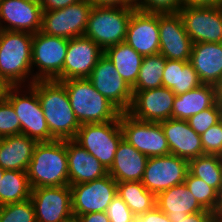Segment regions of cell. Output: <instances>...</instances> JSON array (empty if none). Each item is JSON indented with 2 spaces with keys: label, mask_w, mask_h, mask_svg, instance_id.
<instances>
[{
  "label": "cell",
  "mask_w": 222,
  "mask_h": 222,
  "mask_svg": "<svg viewBox=\"0 0 222 222\" xmlns=\"http://www.w3.org/2000/svg\"><path fill=\"white\" fill-rule=\"evenodd\" d=\"M32 86L37 91L51 136L55 140L75 139L80 123L65 86L56 80H36Z\"/></svg>",
  "instance_id": "1"
},
{
  "label": "cell",
  "mask_w": 222,
  "mask_h": 222,
  "mask_svg": "<svg viewBox=\"0 0 222 222\" xmlns=\"http://www.w3.org/2000/svg\"><path fill=\"white\" fill-rule=\"evenodd\" d=\"M33 34L0 30V74L10 86L32 85Z\"/></svg>",
  "instance_id": "2"
},
{
  "label": "cell",
  "mask_w": 222,
  "mask_h": 222,
  "mask_svg": "<svg viewBox=\"0 0 222 222\" xmlns=\"http://www.w3.org/2000/svg\"><path fill=\"white\" fill-rule=\"evenodd\" d=\"M26 172L31 189L69 185L66 140L38 142Z\"/></svg>",
  "instance_id": "3"
},
{
  "label": "cell",
  "mask_w": 222,
  "mask_h": 222,
  "mask_svg": "<svg viewBox=\"0 0 222 222\" xmlns=\"http://www.w3.org/2000/svg\"><path fill=\"white\" fill-rule=\"evenodd\" d=\"M66 88L75 117L81 124L115 121L122 113L100 94L88 78L60 81Z\"/></svg>",
  "instance_id": "4"
},
{
  "label": "cell",
  "mask_w": 222,
  "mask_h": 222,
  "mask_svg": "<svg viewBox=\"0 0 222 222\" xmlns=\"http://www.w3.org/2000/svg\"><path fill=\"white\" fill-rule=\"evenodd\" d=\"M135 8L93 6L84 36L104 51L125 42L127 26Z\"/></svg>",
  "instance_id": "5"
},
{
  "label": "cell",
  "mask_w": 222,
  "mask_h": 222,
  "mask_svg": "<svg viewBox=\"0 0 222 222\" xmlns=\"http://www.w3.org/2000/svg\"><path fill=\"white\" fill-rule=\"evenodd\" d=\"M6 99L12 104L20 120L21 134L38 142L55 140L49 132L37 91L32 85L11 86Z\"/></svg>",
  "instance_id": "6"
},
{
  "label": "cell",
  "mask_w": 222,
  "mask_h": 222,
  "mask_svg": "<svg viewBox=\"0 0 222 222\" xmlns=\"http://www.w3.org/2000/svg\"><path fill=\"white\" fill-rule=\"evenodd\" d=\"M122 139L118 118L104 123L81 124L74 140L109 169Z\"/></svg>",
  "instance_id": "7"
},
{
  "label": "cell",
  "mask_w": 222,
  "mask_h": 222,
  "mask_svg": "<svg viewBox=\"0 0 222 222\" xmlns=\"http://www.w3.org/2000/svg\"><path fill=\"white\" fill-rule=\"evenodd\" d=\"M69 39L46 35L41 31L33 34L32 71L35 80L62 81V70ZM37 69L34 73V69Z\"/></svg>",
  "instance_id": "8"
},
{
  "label": "cell",
  "mask_w": 222,
  "mask_h": 222,
  "mask_svg": "<svg viewBox=\"0 0 222 222\" xmlns=\"http://www.w3.org/2000/svg\"><path fill=\"white\" fill-rule=\"evenodd\" d=\"M119 121L123 138L148 158L170 154L160 123L140 121L127 112L120 114Z\"/></svg>",
  "instance_id": "9"
},
{
  "label": "cell",
  "mask_w": 222,
  "mask_h": 222,
  "mask_svg": "<svg viewBox=\"0 0 222 222\" xmlns=\"http://www.w3.org/2000/svg\"><path fill=\"white\" fill-rule=\"evenodd\" d=\"M92 7L83 0L62 9L43 11L41 32L66 39L84 36Z\"/></svg>",
  "instance_id": "10"
},
{
  "label": "cell",
  "mask_w": 222,
  "mask_h": 222,
  "mask_svg": "<svg viewBox=\"0 0 222 222\" xmlns=\"http://www.w3.org/2000/svg\"><path fill=\"white\" fill-rule=\"evenodd\" d=\"M36 222H74L70 185L31 189Z\"/></svg>",
  "instance_id": "11"
},
{
  "label": "cell",
  "mask_w": 222,
  "mask_h": 222,
  "mask_svg": "<svg viewBox=\"0 0 222 222\" xmlns=\"http://www.w3.org/2000/svg\"><path fill=\"white\" fill-rule=\"evenodd\" d=\"M88 79L94 88L122 113L128 112L133 101V90L118 74L112 61L103 54Z\"/></svg>",
  "instance_id": "12"
},
{
  "label": "cell",
  "mask_w": 222,
  "mask_h": 222,
  "mask_svg": "<svg viewBox=\"0 0 222 222\" xmlns=\"http://www.w3.org/2000/svg\"><path fill=\"white\" fill-rule=\"evenodd\" d=\"M188 173V160L169 154L148 158L142 184L155 196L181 183Z\"/></svg>",
  "instance_id": "13"
},
{
  "label": "cell",
  "mask_w": 222,
  "mask_h": 222,
  "mask_svg": "<svg viewBox=\"0 0 222 222\" xmlns=\"http://www.w3.org/2000/svg\"><path fill=\"white\" fill-rule=\"evenodd\" d=\"M73 215L106 212L117 195V182L108 174L103 178L70 185Z\"/></svg>",
  "instance_id": "14"
},
{
  "label": "cell",
  "mask_w": 222,
  "mask_h": 222,
  "mask_svg": "<svg viewBox=\"0 0 222 222\" xmlns=\"http://www.w3.org/2000/svg\"><path fill=\"white\" fill-rule=\"evenodd\" d=\"M179 14L192 43H222V6H183Z\"/></svg>",
  "instance_id": "15"
},
{
  "label": "cell",
  "mask_w": 222,
  "mask_h": 222,
  "mask_svg": "<svg viewBox=\"0 0 222 222\" xmlns=\"http://www.w3.org/2000/svg\"><path fill=\"white\" fill-rule=\"evenodd\" d=\"M175 93L167 87L133 91V101L127 112L144 122H161L172 118Z\"/></svg>",
  "instance_id": "16"
},
{
  "label": "cell",
  "mask_w": 222,
  "mask_h": 222,
  "mask_svg": "<svg viewBox=\"0 0 222 222\" xmlns=\"http://www.w3.org/2000/svg\"><path fill=\"white\" fill-rule=\"evenodd\" d=\"M159 33V54L168 60L189 62L193 43L179 12L159 13Z\"/></svg>",
  "instance_id": "17"
},
{
  "label": "cell",
  "mask_w": 222,
  "mask_h": 222,
  "mask_svg": "<svg viewBox=\"0 0 222 222\" xmlns=\"http://www.w3.org/2000/svg\"><path fill=\"white\" fill-rule=\"evenodd\" d=\"M42 7L31 0H0V30L35 34L42 28Z\"/></svg>",
  "instance_id": "18"
},
{
  "label": "cell",
  "mask_w": 222,
  "mask_h": 222,
  "mask_svg": "<svg viewBox=\"0 0 222 222\" xmlns=\"http://www.w3.org/2000/svg\"><path fill=\"white\" fill-rule=\"evenodd\" d=\"M104 50L86 36L69 39L62 70V81L88 78Z\"/></svg>",
  "instance_id": "19"
},
{
  "label": "cell",
  "mask_w": 222,
  "mask_h": 222,
  "mask_svg": "<svg viewBox=\"0 0 222 222\" xmlns=\"http://www.w3.org/2000/svg\"><path fill=\"white\" fill-rule=\"evenodd\" d=\"M125 42L143 57L159 54V13L135 10L127 26Z\"/></svg>",
  "instance_id": "20"
},
{
  "label": "cell",
  "mask_w": 222,
  "mask_h": 222,
  "mask_svg": "<svg viewBox=\"0 0 222 222\" xmlns=\"http://www.w3.org/2000/svg\"><path fill=\"white\" fill-rule=\"evenodd\" d=\"M159 123L167 139L170 154L188 161L204 155L201 137L189 126L187 120L170 118Z\"/></svg>",
  "instance_id": "21"
},
{
  "label": "cell",
  "mask_w": 222,
  "mask_h": 222,
  "mask_svg": "<svg viewBox=\"0 0 222 222\" xmlns=\"http://www.w3.org/2000/svg\"><path fill=\"white\" fill-rule=\"evenodd\" d=\"M69 185L97 180L108 175V169L74 139L66 140Z\"/></svg>",
  "instance_id": "22"
},
{
  "label": "cell",
  "mask_w": 222,
  "mask_h": 222,
  "mask_svg": "<svg viewBox=\"0 0 222 222\" xmlns=\"http://www.w3.org/2000/svg\"><path fill=\"white\" fill-rule=\"evenodd\" d=\"M189 63L202 84L216 86L222 79V43H193Z\"/></svg>",
  "instance_id": "23"
},
{
  "label": "cell",
  "mask_w": 222,
  "mask_h": 222,
  "mask_svg": "<svg viewBox=\"0 0 222 222\" xmlns=\"http://www.w3.org/2000/svg\"><path fill=\"white\" fill-rule=\"evenodd\" d=\"M148 157L124 138L120 141L108 174L116 182L142 181Z\"/></svg>",
  "instance_id": "24"
},
{
  "label": "cell",
  "mask_w": 222,
  "mask_h": 222,
  "mask_svg": "<svg viewBox=\"0 0 222 222\" xmlns=\"http://www.w3.org/2000/svg\"><path fill=\"white\" fill-rule=\"evenodd\" d=\"M38 141L26 135L3 137L0 142V166L4 170L27 171Z\"/></svg>",
  "instance_id": "25"
},
{
  "label": "cell",
  "mask_w": 222,
  "mask_h": 222,
  "mask_svg": "<svg viewBox=\"0 0 222 222\" xmlns=\"http://www.w3.org/2000/svg\"><path fill=\"white\" fill-rule=\"evenodd\" d=\"M156 206L166 213L168 218L186 217L188 214L205 210L185 183L159 193L156 196Z\"/></svg>",
  "instance_id": "26"
},
{
  "label": "cell",
  "mask_w": 222,
  "mask_h": 222,
  "mask_svg": "<svg viewBox=\"0 0 222 222\" xmlns=\"http://www.w3.org/2000/svg\"><path fill=\"white\" fill-rule=\"evenodd\" d=\"M217 101L216 86L201 84L184 94L176 95L172 119L188 120L193 115L212 107Z\"/></svg>",
  "instance_id": "27"
},
{
  "label": "cell",
  "mask_w": 222,
  "mask_h": 222,
  "mask_svg": "<svg viewBox=\"0 0 222 222\" xmlns=\"http://www.w3.org/2000/svg\"><path fill=\"white\" fill-rule=\"evenodd\" d=\"M162 84L163 87L171 89L175 95H180L197 88L202 82L189 62L166 59Z\"/></svg>",
  "instance_id": "28"
},
{
  "label": "cell",
  "mask_w": 222,
  "mask_h": 222,
  "mask_svg": "<svg viewBox=\"0 0 222 222\" xmlns=\"http://www.w3.org/2000/svg\"><path fill=\"white\" fill-rule=\"evenodd\" d=\"M104 54L112 61L123 80L133 88L144 57L126 42L108 47Z\"/></svg>",
  "instance_id": "29"
},
{
  "label": "cell",
  "mask_w": 222,
  "mask_h": 222,
  "mask_svg": "<svg viewBox=\"0 0 222 222\" xmlns=\"http://www.w3.org/2000/svg\"><path fill=\"white\" fill-rule=\"evenodd\" d=\"M31 186L26 171L5 170L0 179V206L30 199Z\"/></svg>",
  "instance_id": "30"
},
{
  "label": "cell",
  "mask_w": 222,
  "mask_h": 222,
  "mask_svg": "<svg viewBox=\"0 0 222 222\" xmlns=\"http://www.w3.org/2000/svg\"><path fill=\"white\" fill-rule=\"evenodd\" d=\"M117 194L135 216L156 206V196L148 191L141 181L117 182Z\"/></svg>",
  "instance_id": "31"
},
{
  "label": "cell",
  "mask_w": 222,
  "mask_h": 222,
  "mask_svg": "<svg viewBox=\"0 0 222 222\" xmlns=\"http://www.w3.org/2000/svg\"><path fill=\"white\" fill-rule=\"evenodd\" d=\"M188 171L217 192L222 183V156L204 154L188 161Z\"/></svg>",
  "instance_id": "32"
},
{
  "label": "cell",
  "mask_w": 222,
  "mask_h": 222,
  "mask_svg": "<svg viewBox=\"0 0 222 222\" xmlns=\"http://www.w3.org/2000/svg\"><path fill=\"white\" fill-rule=\"evenodd\" d=\"M166 66V58L161 54L145 56L133 91H142L163 87L162 75Z\"/></svg>",
  "instance_id": "33"
},
{
  "label": "cell",
  "mask_w": 222,
  "mask_h": 222,
  "mask_svg": "<svg viewBox=\"0 0 222 222\" xmlns=\"http://www.w3.org/2000/svg\"><path fill=\"white\" fill-rule=\"evenodd\" d=\"M184 183L189 188L190 192H192L198 203L205 210L214 213L217 202V191L204 180L192 175L189 171Z\"/></svg>",
  "instance_id": "34"
},
{
  "label": "cell",
  "mask_w": 222,
  "mask_h": 222,
  "mask_svg": "<svg viewBox=\"0 0 222 222\" xmlns=\"http://www.w3.org/2000/svg\"><path fill=\"white\" fill-rule=\"evenodd\" d=\"M0 222H36L31 200L0 206Z\"/></svg>",
  "instance_id": "35"
},
{
  "label": "cell",
  "mask_w": 222,
  "mask_h": 222,
  "mask_svg": "<svg viewBox=\"0 0 222 222\" xmlns=\"http://www.w3.org/2000/svg\"><path fill=\"white\" fill-rule=\"evenodd\" d=\"M222 120V104L218 101L210 108H207L190 117L187 122L189 126L199 135L208 128L216 125Z\"/></svg>",
  "instance_id": "36"
},
{
  "label": "cell",
  "mask_w": 222,
  "mask_h": 222,
  "mask_svg": "<svg viewBox=\"0 0 222 222\" xmlns=\"http://www.w3.org/2000/svg\"><path fill=\"white\" fill-rule=\"evenodd\" d=\"M21 134V123L12 104L4 98L0 101V135L2 137Z\"/></svg>",
  "instance_id": "37"
},
{
  "label": "cell",
  "mask_w": 222,
  "mask_h": 222,
  "mask_svg": "<svg viewBox=\"0 0 222 222\" xmlns=\"http://www.w3.org/2000/svg\"><path fill=\"white\" fill-rule=\"evenodd\" d=\"M183 0H135V9L146 13H177Z\"/></svg>",
  "instance_id": "38"
},
{
  "label": "cell",
  "mask_w": 222,
  "mask_h": 222,
  "mask_svg": "<svg viewBox=\"0 0 222 222\" xmlns=\"http://www.w3.org/2000/svg\"><path fill=\"white\" fill-rule=\"evenodd\" d=\"M204 154L222 156V120L200 135Z\"/></svg>",
  "instance_id": "39"
},
{
  "label": "cell",
  "mask_w": 222,
  "mask_h": 222,
  "mask_svg": "<svg viewBox=\"0 0 222 222\" xmlns=\"http://www.w3.org/2000/svg\"><path fill=\"white\" fill-rule=\"evenodd\" d=\"M110 222H135L136 216L123 199L117 194L106 210Z\"/></svg>",
  "instance_id": "40"
},
{
  "label": "cell",
  "mask_w": 222,
  "mask_h": 222,
  "mask_svg": "<svg viewBox=\"0 0 222 222\" xmlns=\"http://www.w3.org/2000/svg\"><path fill=\"white\" fill-rule=\"evenodd\" d=\"M171 222H214V214L209 210L188 214L186 217L169 218Z\"/></svg>",
  "instance_id": "41"
},
{
  "label": "cell",
  "mask_w": 222,
  "mask_h": 222,
  "mask_svg": "<svg viewBox=\"0 0 222 222\" xmlns=\"http://www.w3.org/2000/svg\"><path fill=\"white\" fill-rule=\"evenodd\" d=\"M135 222H171L167 214L161 211L157 206L152 210L136 216Z\"/></svg>",
  "instance_id": "42"
},
{
  "label": "cell",
  "mask_w": 222,
  "mask_h": 222,
  "mask_svg": "<svg viewBox=\"0 0 222 222\" xmlns=\"http://www.w3.org/2000/svg\"><path fill=\"white\" fill-rule=\"evenodd\" d=\"M92 6L135 8V0H87Z\"/></svg>",
  "instance_id": "43"
},
{
  "label": "cell",
  "mask_w": 222,
  "mask_h": 222,
  "mask_svg": "<svg viewBox=\"0 0 222 222\" xmlns=\"http://www.w3.org/2000/svg\"><path fill=\"white\" fill-rule=\"evenodd\" d=\"M83 0H42L40 5L42 11H52L62 9Z\"/></svg>",
  "instance_id": "44"
},
{
  "label": "cell",
  "mask_w": 222,
  "mask_h": 222,
  "mask_svg": "<svg viewBox=\"0 0 222 222\" xmlns=\"http://www.w3.org/2000/svg\"><path fill=\"white\" fill-rule=\"evenodd\" d=\"M74 222H110L106 212H92L84 215H74Z\"/></svg>",
  "instance_id": "45"
},
{
  "label": "cell",
  "mask_w": 222,
  "mask_h": 222,
  "mask_svg": "<svg viewBox=\"0 0 222 222\" xmlns=\"http://www.w3.org/2000/svg\"><path fill=\"white\" fill-rule=\"evenodd\" d=\"M183 4L190 7H220L222 0H183Z\"/></svg>",
  "instance_id": "46"
},
{
  "label": "cell",
  "mask_w": 222,
  "mask_h": 222,
  "mask_svg": "<svg viewBox=\"0 0 222 222\" xmlns=\"http://www.w3.org/2000/svg\"><path fill=\"white\" fill-rule=\"evenodd\" d=\"M213 214H214L215 219L222 218V183L217 192V202H216V207Z\"/></svg>",
  "instance_id": "47"
},
{
  "label": "cell",
  "mask_w": 222,
  "mask_h": 222,
  "mask_svg": "<svg viewBox=\"0 0 222 222\" xmlns=\"http://www.w3.org/2000/svg\"><path fill=\"white\" fill-rule=\"evenodd\" d=\"M11 86L0 74V101L6 98L8 90Z\"/></svg>",
  "instance_id": "48"
},
{
  "label": "cell",
  "mask_w": 222,
  "mask_h": 222,
  "mask_svg": "<svg viewBox=\"0 0 222 222\" xmlns=\"http://www.w3.org/2000/svg\"><path fill=\"white\" fill-rule=\"evenodd\" d=\"M216 93H217V100L220 104H222V79L216 85Z\"/></svg>",
  "instance_id": "49"
},
{
  "label": "cell",
  "mask_w": 222,
  "mask_h": 222,
  "mask_svg": "<svg viewBox=\"0 0 222 222\" xmlns=\"http://www.w3.org/2000/svg\"><path fill=\"white\" fill-rule=\"evenodd\" d=\"M4 169L0 166V179L2 178L3 174H4Z\"/></svg>",
  "instance_id": "50"
},
{
  "label": "cell",
  "mask_w": 222,
  "mask_h": 222,
  "mask_svg": "<svg viewBox=\"0 0 222 222\" xmlns=\"http://www.w3.org/2000/svg\"><path fill=\"white\" fill-rule=\"evenodd\" d=\"M214 222H222V218H217Z\"/></svg>",
  "instance_id": "51"
},
{
  "label": "cell",
  "mask_w": 222,
  "mask_h": 222,
  "mask_svg": "<svg viewBox=\"0 0 222 222\" xmlns=\"http://www.w3.org/2000/svg\"><path fill=\"white\" fill-rule=\"evenodd\" d=\"M31 1H35V2L40 3L42 0H31Z\"/></svg>",
  "instance_id": "52"
}]
</instances>
